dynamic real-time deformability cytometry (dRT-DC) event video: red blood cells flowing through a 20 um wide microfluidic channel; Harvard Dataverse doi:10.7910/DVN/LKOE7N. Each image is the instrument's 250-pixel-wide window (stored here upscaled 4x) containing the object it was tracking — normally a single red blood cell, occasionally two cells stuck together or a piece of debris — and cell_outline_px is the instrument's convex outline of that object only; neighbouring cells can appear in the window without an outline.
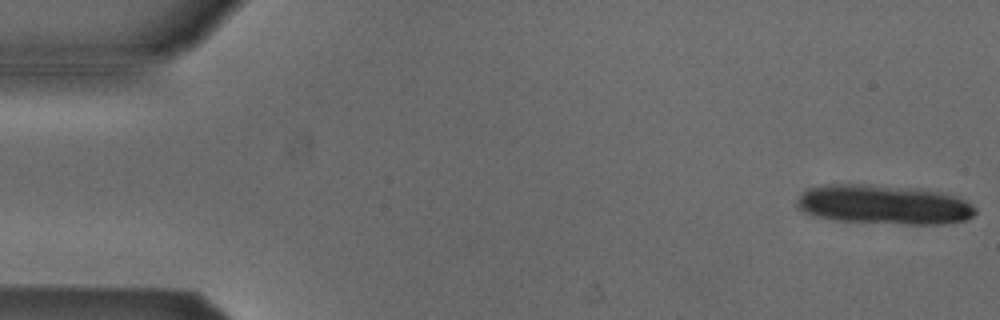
{"species": "Egyptian fruit bat (a non-hibernating species)", "species_latin": "Rousettus aegyptiacus", "temperature_condition": "cold", "stored_images_in_passage": 13, "camera_frame_rate_fps": 3000, "um_per_image_px": 0.085, "animal": {"sex": "male"}, "frame": {"image": 1, "passage_image": 1, "time_ms": 0.0, "image_size_px": [1000, 320], "cell_outline_px": [[976, 212], [972, 216], [964, 220], [944, 224], [904, 224], [836, 220], [816, 216], [804, 212], [796, 208], [796, 200], [808, 188], [820, 184], [868, 184], [920, 188], [948, 192], [972, 204], [976, 208]], "centroid_in_image_um": [75.14, 17.37], "position_along_channel_um": 9.9, "area_um2": 41.5}}